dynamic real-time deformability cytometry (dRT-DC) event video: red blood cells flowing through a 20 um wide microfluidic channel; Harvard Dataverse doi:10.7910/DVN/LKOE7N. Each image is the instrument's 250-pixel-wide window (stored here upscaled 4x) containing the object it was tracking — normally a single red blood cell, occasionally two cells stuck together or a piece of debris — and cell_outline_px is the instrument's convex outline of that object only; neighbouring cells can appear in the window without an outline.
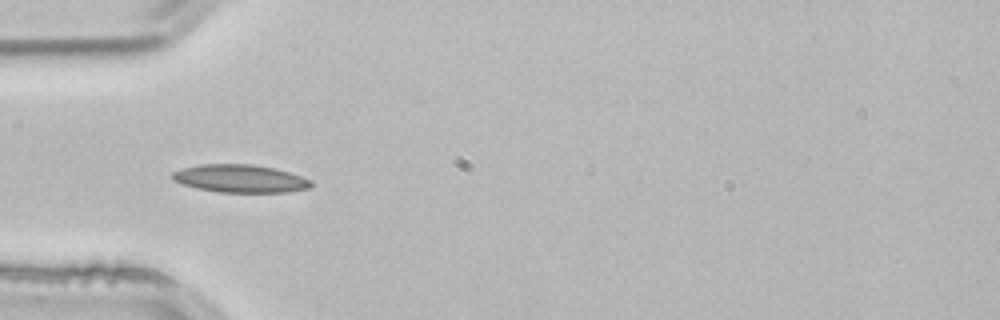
{"species": "common noctule bat (a hibernating species)", "species_latin": "Nyctalus noctula", "temperature_condition": "room temperature", "stored_images_in_passage": 3, "camera_frame_rate_fps": 3000, "um_per_image_px": 0.085, "animal": {"sex": "male", "body_mass_g": 21.5, "forearm_length_mm": 52.0}, "frame": {"image": 1, "passage_image": 3, "time_ms": 0.667, "image_size_px": [1000, 320], "cell_outline_px": [[312, 188], [288, 192], [220, 192], [196, 188], [172, 180], [172, 172], [180, 168], [200, 164], [252, 164], [272, 168], [288, 172], [312, 180]], "centroid_in_image_um": [20.41, 15.18], "position_along_channel_um": 64.6, "area_um2": 22.54}}